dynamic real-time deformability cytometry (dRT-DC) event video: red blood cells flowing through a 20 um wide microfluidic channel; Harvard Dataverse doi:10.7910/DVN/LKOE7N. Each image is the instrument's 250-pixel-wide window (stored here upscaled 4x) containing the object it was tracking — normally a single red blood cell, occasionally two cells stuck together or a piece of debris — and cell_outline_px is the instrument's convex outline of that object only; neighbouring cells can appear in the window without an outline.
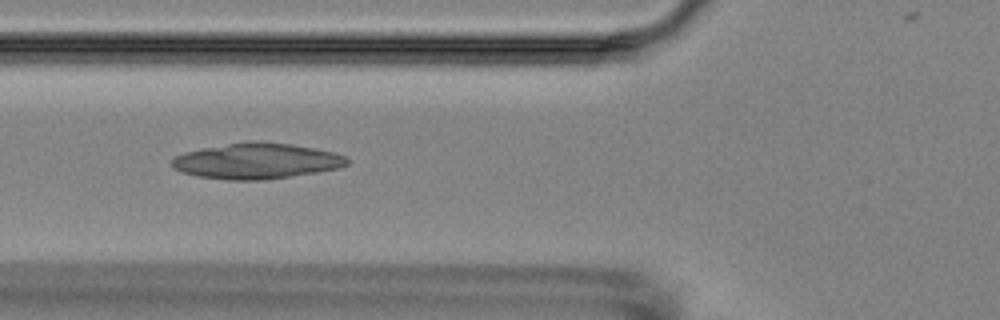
{"species": "Egyptian fruit bat (a non-hibernating species)", "species_latin": "Rousettus aegyptiacus", "temperature_condition": "room temperature", "stored_images_in_passage": 8, "camera_frame_rate_fps": 3000, "um_per_image_px": 0.085, "animal": {"sex": "female"}, "frame": {"image": 1, "passage_image": 5, "time_ms": 5.0, "image_size_px": [1000, 320], "cell_outline_px": [[348, 164], [340, 168], [316, 172], [264, 180], [228, 180], [196, 176], [184, 172], [176, 168], [172, 164], [172, 160], [176, 156], [184, 152], [204, 148], [248, 140], [256, 140], [292, 144], [332, 152], [344, 156], [348, 160]], "centroid_in_image_um": [21.81, 13.68], "position_along_channel_um": 104.0, "area_um2": 36.24}}
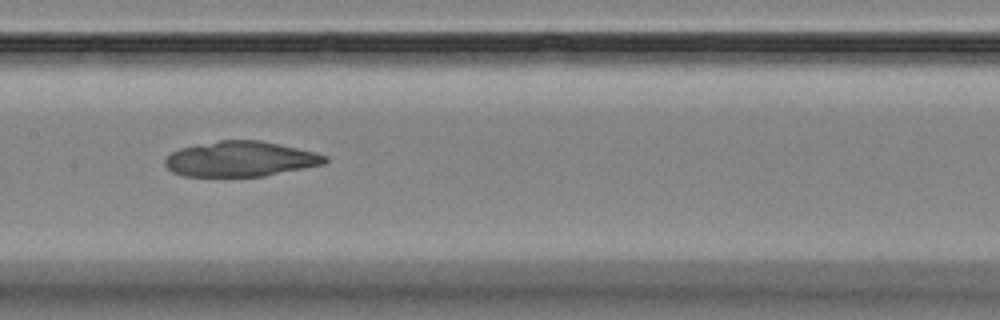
{"frame": {"image": 2, "passage_image": 7, "time_ms": 7.333, "image_size_px": [1000, 320], "cell_outline_px": [[328, 160], [324, 164], [264, 176], [184, 176], [172, 172], [164, 164], [164, 160], [172, 152], [180, 148], [220, 140], [260, 140], [280, 144], [316, 152], [328, 156]], "centroid_in_image_um": [20.45, 13.51], "position_along_channel_um": 186.9, "area_um2": 32.77}}
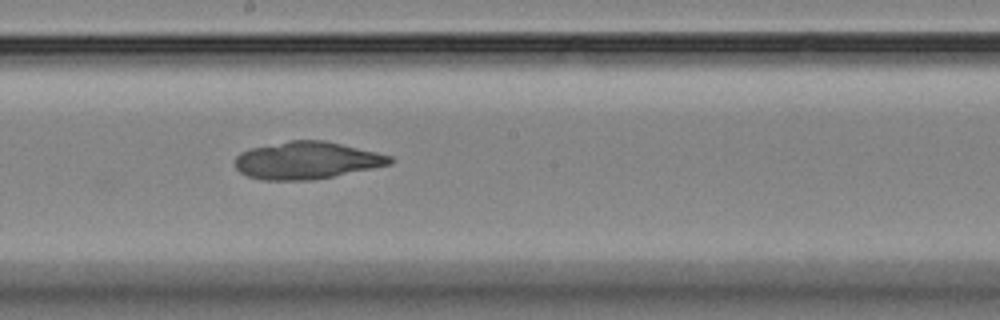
{"frame": {"image": 3, "passage_image": 8, "time_ms": 8.333, "image_size_px": [1000, 320], "cell_outline_px": [[396, 160], [392, 164], [312, 180], [260, 180], [248, 176], [240, 172], [236, 168], [236, 156], [240, 152], [252, 148], [288, 140], [324, 140], [376, 152], [392, 156]], "centroid_in_image_um": [26.07, 13.63], "position_along_channel_um": 222.1, "area_um2": 33.58}}